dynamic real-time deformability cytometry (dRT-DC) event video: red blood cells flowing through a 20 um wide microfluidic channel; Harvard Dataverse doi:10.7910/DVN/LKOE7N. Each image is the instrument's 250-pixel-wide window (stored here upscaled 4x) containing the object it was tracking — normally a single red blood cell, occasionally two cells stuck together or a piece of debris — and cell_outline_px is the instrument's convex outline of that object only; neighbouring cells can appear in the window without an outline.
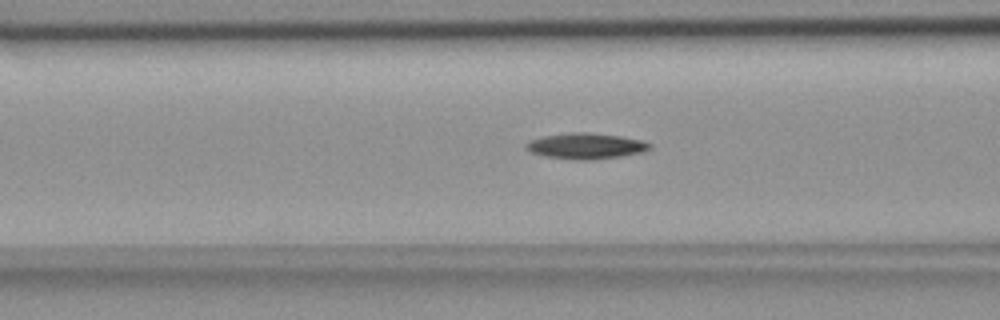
{"species": "common noctule bat (a hibernating species)", "species_latin": "Nyctalus noctula", "temperature_condition": "room temperature", "stored_images_in_passage": 40, "camera_frame_rate_fps": 3000, "um_per_image_px": 0.085, "animal": {"sex": "female", "body_mass_g": 18.4}, "frame": {"image": 1, "passage_image": 7, "time_ms": 2.0, "image_size_px": [1000, 320], "cell_outline_px": [[652, 148], [644, 152], [620, 156], [592, 160], [576, 160], [544, 156], [532, 152], [524, 148], [524, 144], [528, 140], [544, 136], [572, 132], [588, 132], [620, 136], [644, 140], [652, 144]], "centroid_in_image_um": [49.81, 12.41], "position_along_channel_um": 116.8, "area_um2": 18.84}}
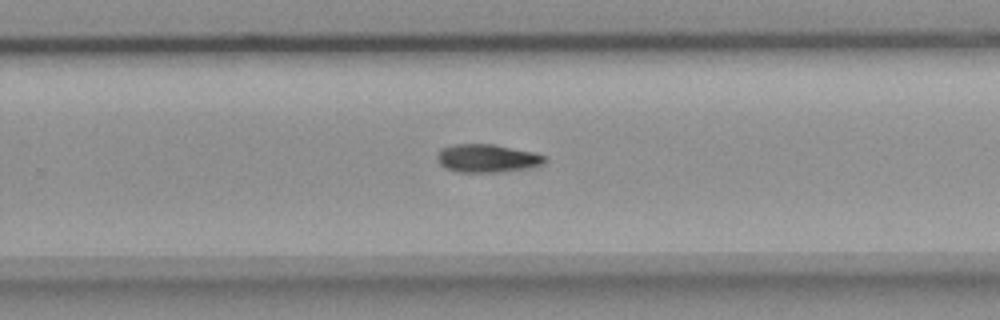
{"frame": {"image": 2, "passage_image": 21, "time_ms": 6.667, "image_size_px": [1000, 320], "cell_outline_px": [[548, 160], [544, 164], [528, 168], [492, 172], [456, 172], [444, 168], [440, 164], [436, 156], [444, 148], [452, 144], [492, 144], [532, 152], [548, 156]], "centroid_in_image_um": [41.43, 13.46], "position_along_channel_um": 288.4, "area_um2": 17.57}}
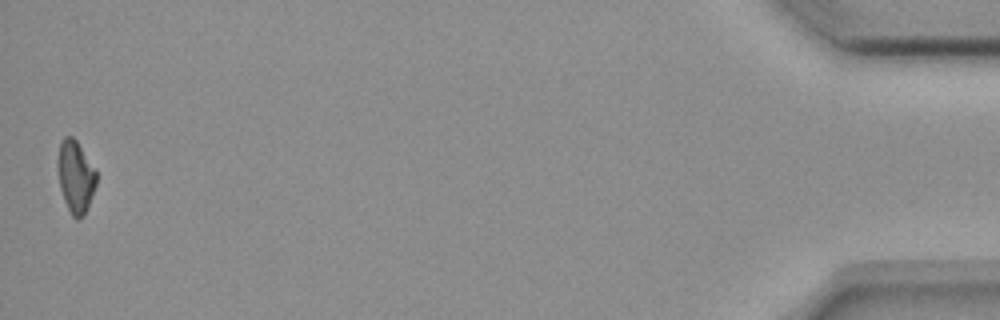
{"frame": {"image": 3, "passage_image": 40, "time_ms": 13.0, "image_size_px": [1000, 320], "cell_outline_px": [[96, 184], [84, 216], [76, 220], [72, 216], [64, 200], [60, 188], [56, 164], [56, 160], [60, 140], [64, 136], [72, 136], [76, 140], [96, 168]], "centroid_in_image_um": [6.4, 14.98], "position_along_channel_um": 428.8, "area_um2": 16.53}, "authors_computed_cell_mechanics": {"area_um2": 17.3978, "velocity_mm_per_s": 3.6937, "shape_relaxation_time_tau1_ms": 8.8839, "shape_relaxation_time_tau2_ms": null, "deformation_change_tau1": 0.1706, "deformation_change_tau2": null}}